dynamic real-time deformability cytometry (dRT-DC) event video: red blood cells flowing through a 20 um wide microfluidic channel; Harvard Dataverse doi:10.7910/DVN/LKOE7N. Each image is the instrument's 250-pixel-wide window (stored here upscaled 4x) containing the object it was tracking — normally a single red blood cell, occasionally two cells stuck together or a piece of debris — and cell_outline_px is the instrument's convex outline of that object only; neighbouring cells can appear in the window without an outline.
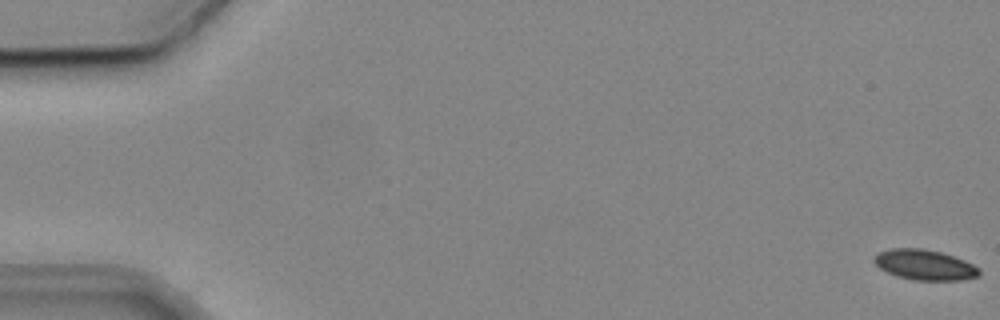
{"species": "common noctule bat (a hibernating species)", "species_latin": "Nyctalus noctula", "temperature_condition": "cold", "stored_images_in_passage": 54, "camera_frame_rate_fps": 3000, "um_per_image_px": 0.085, "animal": {"sex": "male", "body_mass_g": 19.2, "forearm_length_mm": 51.8}, "frame": {"image": 1, "passage_image": 1, "time_ms": 0.0, "image_size_px": [1000, 320], "cell_outline_px": [[980, 276], [960, 280], [912, 280], [896, 276], [880, 268], [872, 260], [880, 252], [892, 248], [924, 248], [940, 252], [964, 260], [980, 268]], "centroid_in_image_um": [78.61, 22.52], "position_along_channel_um": 6.4, "area_um2": 18.5}}
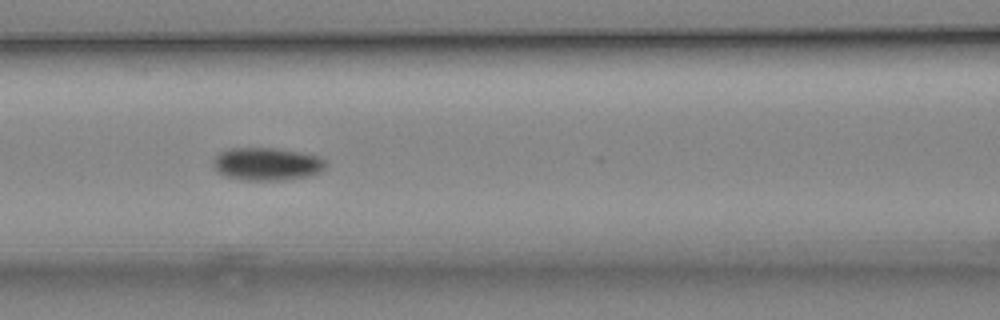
{"frame": {"image": 2, "passage_image": 24, "time_ms": 7.667, "image_size_px": [1000, 320], "cell_outline_px": [[328, 164], [324, 168], [308, 176], [276, 180], [256, 180], [228, 176], [220, 172], [212, 164], [212, 156], [216, 152], [224, 148], [284, 148], [308, 152], [320, 156]], "centroid_in_image_um": [22.69, 13.88], "position_along_channel_um": 143.9, "area_um2": 21.73}}
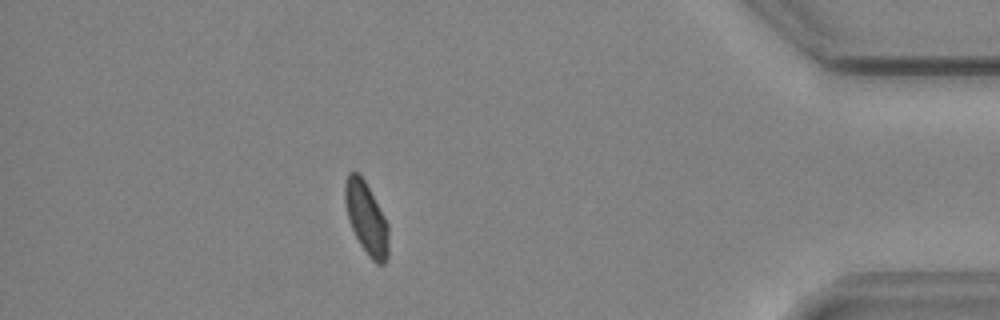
{"frame": {"image": 3, "passage_image": 48, "time_ms": 15.667, "image_size_px": [1000, 320], "cell_outline_px": [[388, 260], [384, 264], [376, 264], [368, 256], [360, 244], [352, 228], [348, 216], [344, 200], [344, 184], [348, 172], [360, 172], [384, 216], [388, 224]], "centroid_in_image_um": [31.14, 18.55], "position_along_channel_um": 404.1, "area_um2": 18.32}, "authors_computed_cell_mechanics": {"area_um2": 19.363, "velocity_mm_per_s": 3.8444, "shape_relaxation_time_tau1_ms": 1.5822, "shape_relaxation_time_tau2_ms": null, "deformation_change_tau1": 0.0582, "deformation_change_tau2": null}}